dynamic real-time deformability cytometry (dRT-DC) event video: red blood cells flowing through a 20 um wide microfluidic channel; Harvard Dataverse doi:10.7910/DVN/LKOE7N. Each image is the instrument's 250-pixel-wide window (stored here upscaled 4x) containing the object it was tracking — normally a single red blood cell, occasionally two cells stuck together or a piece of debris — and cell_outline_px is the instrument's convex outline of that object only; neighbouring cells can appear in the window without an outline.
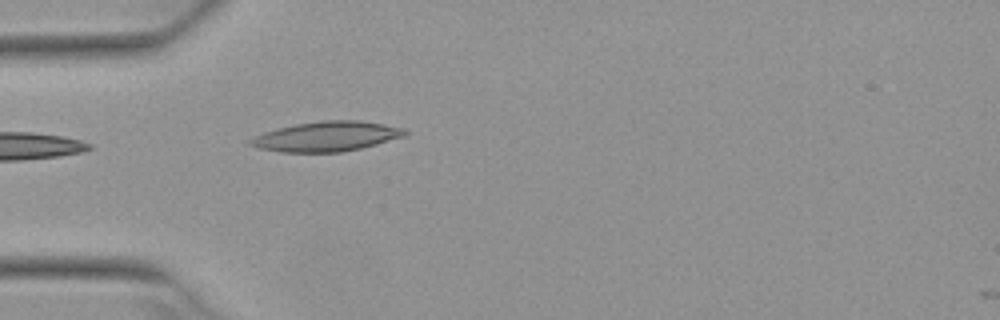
{"species": "Egyptian fruit bat (a non-hibernating species)", "species_latin": "Rousettus aegyptiacus", "temperature_condition": "warm", "stored_images_in_passage": 1, "camera_frame_rate_fps": 3000, "um_per_image_px": 0.085, "animal": {"sex": "female"}, "frame": {"image": 1, "passage_image": 1, "time_ms": 0.0, "image_size_px": [1000, 320], "cell_outline_px": [[408, 132], [404, 136], [376, 144], [360, 148], [340, 152], [280, 152], [260, 148], [248, 144], [248, 140], [264, 132], [296, 124], [320, 120], [360, 120], [384, 124], [404, 128]], "centroid_in_image_um": [27.77, 11.59], "position_along_channel_um": 57.2, "area_um2": 26.7}}